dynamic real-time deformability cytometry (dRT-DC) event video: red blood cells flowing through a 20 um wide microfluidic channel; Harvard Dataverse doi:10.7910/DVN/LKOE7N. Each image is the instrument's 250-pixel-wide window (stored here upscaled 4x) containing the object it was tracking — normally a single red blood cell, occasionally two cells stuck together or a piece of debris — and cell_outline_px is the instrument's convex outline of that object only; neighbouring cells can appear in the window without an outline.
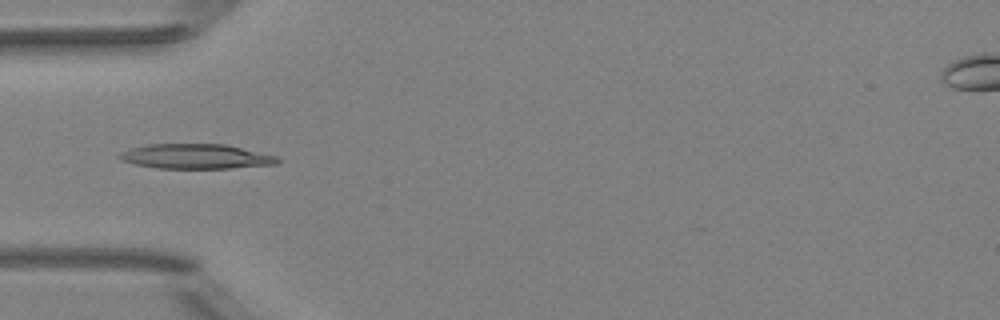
{"species": "Egyptian fruit bat (a non-hibernating species)", "species_latin": "Rousettus aegyptiacus", "temperature_condition": "room temperature", "stored_images_in_passage": 4, "camera_frame_rate_fps": 3000, "um_per_image_px": 0.085, "animal": {"sex": "female"}, "frame": {"image": 1, "passage_image": 4, "time_ms": 1.0, "image_size_px": [1000, 320], "cell_outline_px": [[280, 160], [276, 164], [232, 168], [156, 168], [136, 164], [120, 160], [116, 156], [120, 152], [132, 148], [148, 144], [224, 144], [276, 156]], "centroid_in_image_um": [16.6, 13.3], "position_along_channel_um": 68.4, "area_um2": 22.66}}